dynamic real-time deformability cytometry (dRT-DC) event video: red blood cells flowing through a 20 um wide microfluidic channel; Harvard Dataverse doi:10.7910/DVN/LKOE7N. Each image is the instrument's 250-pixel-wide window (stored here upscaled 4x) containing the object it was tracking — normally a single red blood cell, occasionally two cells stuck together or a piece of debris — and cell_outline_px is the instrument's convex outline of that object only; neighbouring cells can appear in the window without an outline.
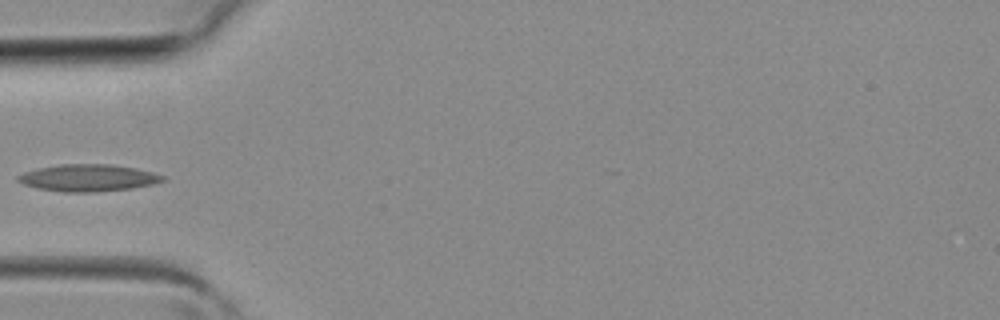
{"species": "common noctule bat (a hibernating species)", "species_latin": "Nyctalus noctula", "temperature_condition": "room temperature", "stored_images_in_passage": 2, "camera_frame_rate_fps": 3000, "um_per_image_px": 0.085, "animal": {"sex": "female", "body_mass_g": 19.3, "forearm_length_mm": 54.1}, "frame": {"image": 1, "passage_image": 2, "time_ms": 0.333, "image_size_px": [1000, 320], "cell_outline_px": [[168, 180], [152, 184], [132, 188], [92, 192], [64, 192], [36, 188], [24, 184], [16, 180], [16, 176], [24, 172], [36, 168], [60, 164], [108, 164], [136, 168], [152, 172], [164, 176]], "centroid_in_image_um": [7.47, 15.11], "position_along_channel_um": 77.5, "area_um2": 22.83}}